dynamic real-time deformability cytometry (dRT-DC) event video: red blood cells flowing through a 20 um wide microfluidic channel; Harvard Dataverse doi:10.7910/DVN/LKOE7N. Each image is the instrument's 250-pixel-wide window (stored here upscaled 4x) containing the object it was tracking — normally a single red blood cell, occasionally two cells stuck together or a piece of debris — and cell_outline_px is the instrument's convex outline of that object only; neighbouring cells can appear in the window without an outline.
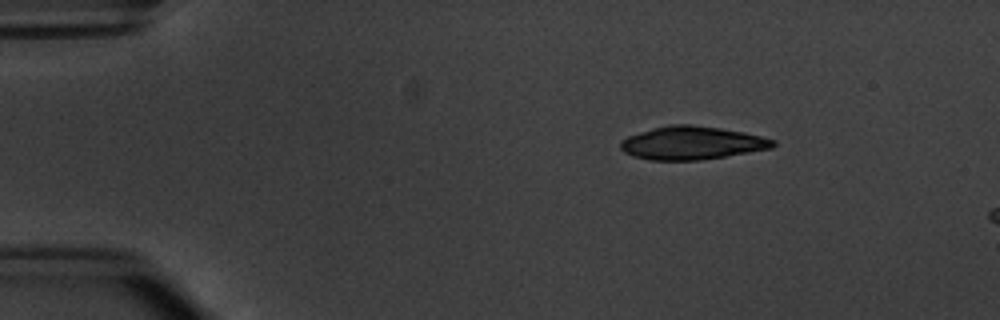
{"species": "common noctule bat (a hibernating species)", "species_latin": "Nyctalus noctula", "temperature_condition": "warm", "stored_images_in_passage": 4, "segment_of_instrument_passage": [1, 2], "camera_frame_rate_fps": 3000, "um_per_image_px": 0.085, "animal": {"sex": "male", "body_mass_g": 20.1, "forearm_length_mm": 53.5}, "frame": {"image": 1, "passage_image": 2, "time_ms": 1.0, "image_size_px": [1000, 320], "cell_outline_px": [[776, 144], [772, 148], [700, 160], [648, 160], [632, 156], [624, 152], [620, 148], [620, 140], [628, 136], [652, 128], [672, 124], [692, 124], [720, 128], [744, 132], [776, 140]], "centroid_in_image_um": [58.78, 12.15], "position_along_channel_um": 26.2, "area_um2": 29.48}}